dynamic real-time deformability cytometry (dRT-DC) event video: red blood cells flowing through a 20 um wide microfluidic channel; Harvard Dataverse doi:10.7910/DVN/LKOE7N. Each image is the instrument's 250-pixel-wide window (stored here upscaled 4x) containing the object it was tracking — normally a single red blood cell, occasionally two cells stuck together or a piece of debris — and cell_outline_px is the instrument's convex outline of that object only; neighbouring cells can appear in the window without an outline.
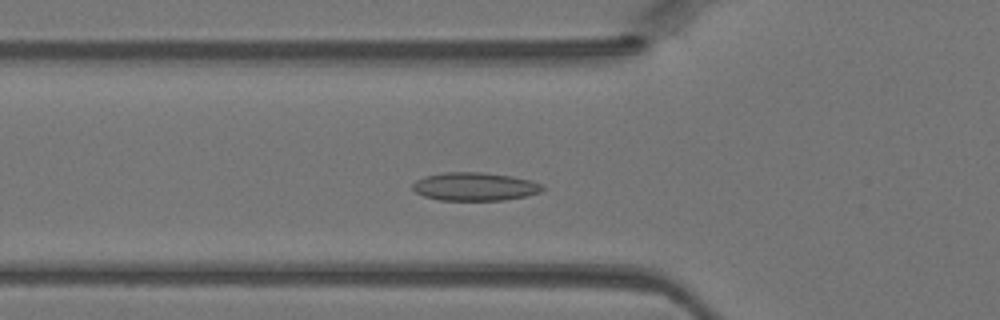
{"species": "Egyptian fruit bat (a non-hibernating species)", "species_latin": "Rousettus aegyptiacus", "temperature_condition": "warm", "stored_images_in_passage": 42, "camera_frame_rate_fps": 3000, "um_per_image_px": 0.085, "animal": {"sex": "female"}, "frame": {"image": 1, "passage_image": 12, "time_ms": 3.667, "image_size_px": [1000, 320], "cell_outline_px": [[544, 188], [540, 192], [524, 196], [504, 200], [440, 200], [424, 196], [416, 192], [412, 188], [412, 184], [416, 180], [424, 176], [444, 172], [484, 172], [512, 176], [532, 180], [544, 184]], "centroid_in_image_um": [40.37, 15.85], "position_along_channel_um": 85.4, "area_um2": 21.5}}
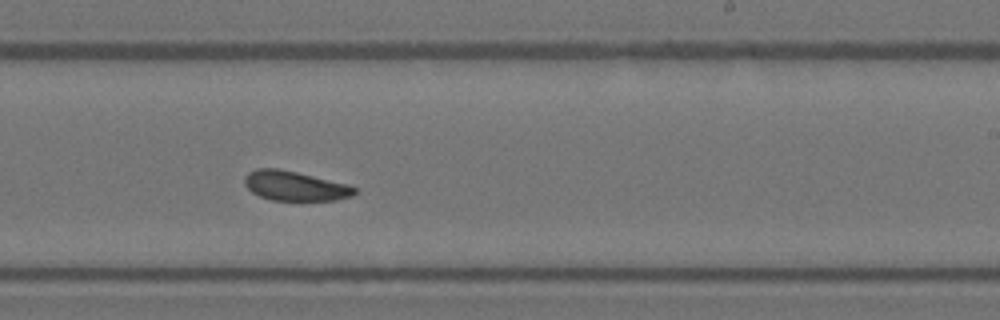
{"frame": {"image": 2, "passage_image": 24, "time_ms": 7.667, "image_size_px": [1000, 320], "cell_outline_px": [[356, 192], [352, 196], [336, 200], [272, 200], [260, 196], [252, 192], [244, 184], [244, 176], [248, 172], [256, 168], [276, 168], [296, 172], [348, 184], [356, 188]], "centroid_in_image_um": [25.05, 15.8], "position_along_channel_um": 264.0, "area_um2": 18.9}}
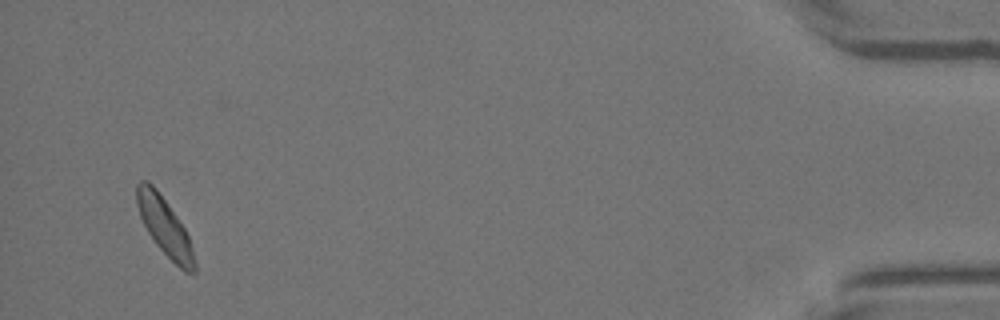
{"frame": {"image": 3, "passage_image": 40, "time_ms": 13.0, "image_size_px": [1000, 320], "cell_outline_px": [[196, 272], [184, 272], [156, 244], [148, 232], [140, 216], [136, 204], [136, 184], [140, 180], [148, 180], [156, 188], [176, 216], [184, 228], [188, 236], [192, 248], [196, 264]], "centroid_in_image_um": [13.98, 19.24], "position_along_channel_um": 421.2, "area_um2": 19.13}}